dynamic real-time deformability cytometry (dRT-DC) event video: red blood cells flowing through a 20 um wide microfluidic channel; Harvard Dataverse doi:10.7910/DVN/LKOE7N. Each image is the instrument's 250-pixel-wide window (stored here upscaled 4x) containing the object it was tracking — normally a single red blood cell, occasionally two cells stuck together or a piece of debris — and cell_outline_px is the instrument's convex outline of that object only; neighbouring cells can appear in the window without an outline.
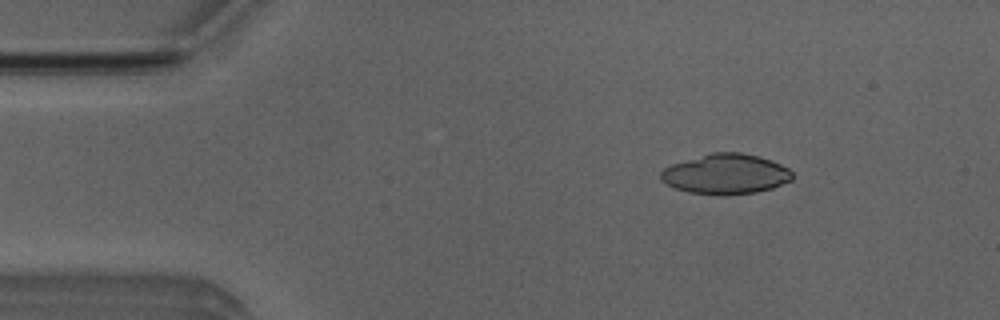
{"species": "Egyptian fruit bat (a non-hibernating species)", "species_latin": "Rousettus aegyptiacus", "temperature_condition": "room temperature", "stored_images_in_passage": 11, "camera_frame_rate_fps": 3000, "um_per_image_px": 0.085, "animal": {"sex": "male"}, "frame": {"image": 1, "passage_image": 6, "time_ms": 1.667, "image_size_px": [1000, 320], "cell_outline_px": [[792, 180], [772, 188], [756, 192], [724, 196], [720, 196], [688, 192], [676, 188], [660, 180], [660, 172], [664, 168], [672, 164], [712, 152], [740, 152], [760, 156], [772, 160], [788, 168], [792, 172]], "centroid_in_image_um": [61.7, 14.8], "position_along_channel_um": 23.3, "area_um2": 30.92}}